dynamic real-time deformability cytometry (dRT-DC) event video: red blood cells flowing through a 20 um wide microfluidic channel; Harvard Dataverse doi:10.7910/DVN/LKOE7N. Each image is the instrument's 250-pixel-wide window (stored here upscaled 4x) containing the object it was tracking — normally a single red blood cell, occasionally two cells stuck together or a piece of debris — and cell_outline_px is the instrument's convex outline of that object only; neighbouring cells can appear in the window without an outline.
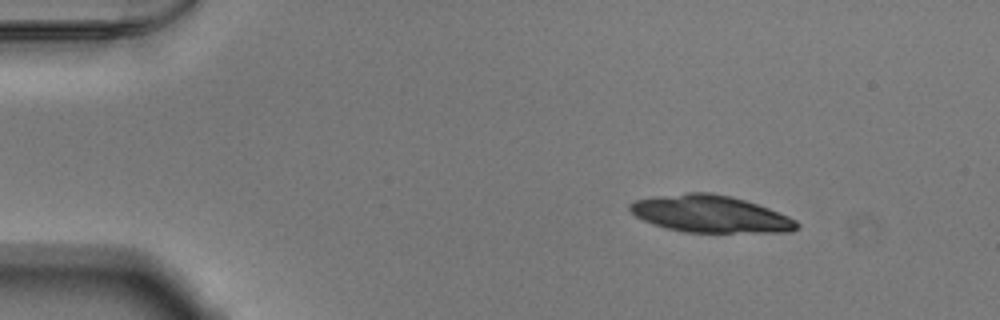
{"species": "Egyptian fruit bat (a non-hibernating species)", "species_latin": "Rousettus aegyptiacus", "temperature_condition": "warm", "stored_images_in_passage": 25, "camera_frame_rate_fps": 3000, "um_per_image_px": 0.085, "animal": {"sex": "male"}, "frame": {"image": 1, "passage_image": 1, "time_ms": 0.0, "image_size_px": [1000, 320], "cell_outline_px": [[800, 228], [792, 232], [684, 232], [664, 228], [652, 224], [636, 216], [628, 208], [628, 204], [636, 200], [660, 196], [688, 192], [712, 192], [732, 196], [768, 208], [788, 216], [796, 220], [800, 224]], "centroid_in_image_um": [60.4, 18.19], "position_along_channel_um": 24.6, "area_um2": 36.07}}